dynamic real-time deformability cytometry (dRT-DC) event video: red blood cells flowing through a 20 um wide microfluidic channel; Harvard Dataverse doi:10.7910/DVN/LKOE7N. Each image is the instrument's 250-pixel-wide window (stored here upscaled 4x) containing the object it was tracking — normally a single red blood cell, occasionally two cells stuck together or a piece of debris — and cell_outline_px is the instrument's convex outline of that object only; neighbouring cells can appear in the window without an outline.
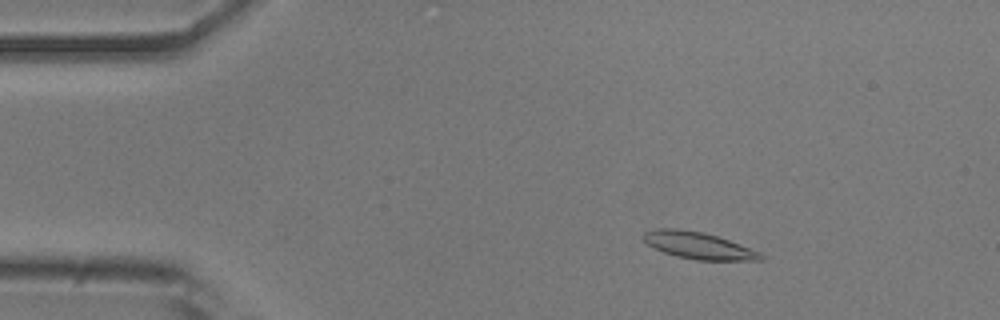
{"species": "common noctule bat (a hibernating species)", "species_latin": "Nyctalus noctula", "temperature_condition": "room temperature", "stored_images_in_passage": 50, "camera_frame_rate_fps": 3000, "um_per_image_px": 0.085, "animal": {"sex": "male", "body_mass_g": 20.5, "forearm_length_mm": 52.5}, "frame": {"image": 1, "passage_image": 6, "time_ms": 1.667, "image_size_px": [1000, 320], "cell_outline_px": [[764, 260], [696, 260], [676, 256], [664, 252], [648, 244], [640, 236], [644, 232], [656, 228], [676, 228], [704, 232], [728, 240], [760, 252], [764, 256]], "centroid_in_image_um": [59.34, 20.86], "position_along_channel_um": 25.7, "area_um2": 18.26}}
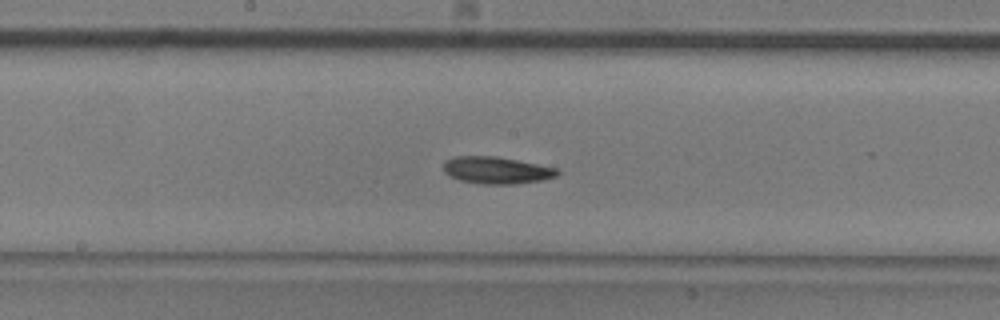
{"frame": {"image": 2, "passage_image": 25, "time_ms": 8.0, "image_size_px": [1000, 320], "cell_outline_px": [[560, 172], [556, 176], [540, 180], [512, 184], [480, 184], [460, 180], [444, 172], [444, 160], [456, 156], [496, 156], [560, 168]], "centroid_in_image_um": [42.22, 14.46], "position_along_channel_um": 206.0, "area_um2": 17.92}}
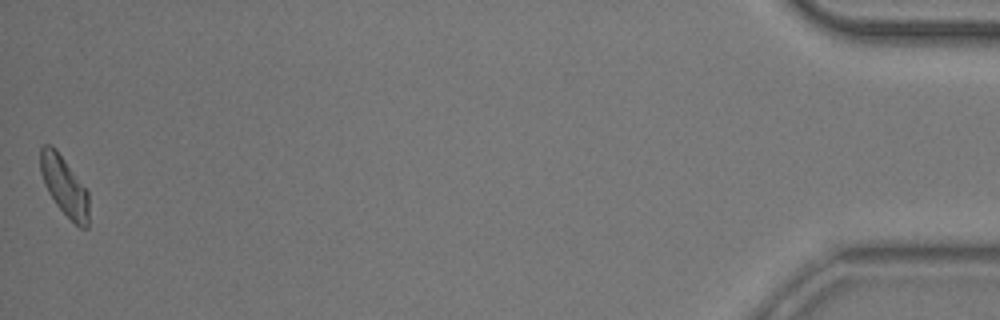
{"frame": {"image": 3, "passage_image": 50, "time_ms": 16.333, "image_size_px": [1000, 320], "cell_outline_px": [[88, 228], [80, 228], [56, 204], [48, 192], [44, 184], [40, 172], [40, 148], [44, 144], [48, 144], [56, 148], [88, 192]], "centroid_in_image_um": [5.45, 15.79], "position_along_channel_um": 429.8, "area_um2": 16.53}, "authors_computed_cell_mechanics": {"area_um2": 17.4267, "velocity_mm_per_s": 3.8466, "shape_relaxation_time_tau1_ms": 3.2555, "shape_relaxation_time_tau2_ms": 7.2989, "deformation_change_tau1": 0.1467, "deformation_change_tau2": 0.1569}}